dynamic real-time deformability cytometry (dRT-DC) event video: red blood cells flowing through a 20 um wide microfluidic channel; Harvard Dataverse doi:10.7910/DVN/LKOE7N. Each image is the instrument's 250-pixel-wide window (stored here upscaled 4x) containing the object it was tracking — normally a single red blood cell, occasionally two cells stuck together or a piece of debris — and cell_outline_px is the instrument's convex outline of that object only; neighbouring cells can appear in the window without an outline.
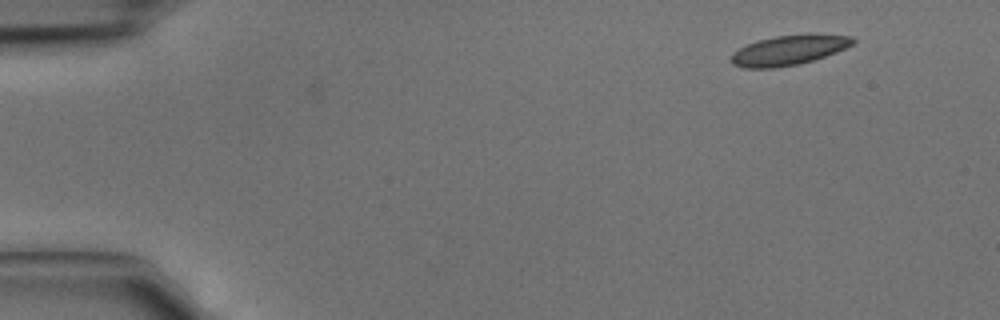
{"species": "common noctule bat (a hibernating species)", "species_latin": "Nyctalus noctula", "temperature_condition": "cold", "stored_images_in_passage": 2, "camera_frame_rate_fps": 3000, "um_per_image_px": 0.085, "animal": {"sex": "male", "body_mass_g": 15.6}, "frame": {"image": 1, "passage_image": 2, "time_ms": 0.333, "image_size_px": [1000, 320], "cell_outline_px": [[856, 40], [852, 44], [836, 52], [800, 64], [776, 68], [744, 68], [732, 64], [728, 60], [732, 52], [756, 40], [776, 36], [808, 32], [852, 36]], "centroid_in_image_um": [67.03, 4.24], "position_along_channel_um": 18.0, "area_um2": 21.68}}